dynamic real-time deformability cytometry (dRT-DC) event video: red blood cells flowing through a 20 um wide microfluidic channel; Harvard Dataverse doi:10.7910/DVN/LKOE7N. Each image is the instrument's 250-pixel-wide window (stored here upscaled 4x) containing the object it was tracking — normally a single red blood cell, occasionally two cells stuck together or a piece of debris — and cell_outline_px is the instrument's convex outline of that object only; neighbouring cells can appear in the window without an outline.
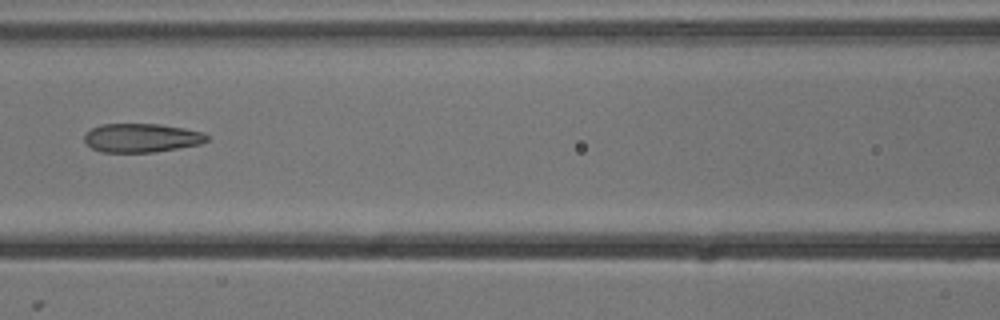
{"species": "common noctule bat (a hibernating species)", "species_latin": "Nyctalus noctula", "temperature_condition": "cold", "stored_images_in_passage": 7, "camera_frame_rate_fps": 3000, "um_per_image_px": 0.085, "animal": {"sex": "male", "body_mass_g": 13.3}, "frame": {"image": 1, "passage_image": 7, "time_ms": 2.0, "image_size_px": [1000, 320], "cell_outline_px": [[208, 140], [200, 144], [156, 152], [100, 152], [92, 148], [84, 140], [84, 136], [92, 128], [100, 124], [160, 124], [184, 128], [204, 132], [208, 136]], "centroid_in_image_um": [12.05, 11.72], "position_along_channel_um": 154.6, "area_um2": 20.58}}